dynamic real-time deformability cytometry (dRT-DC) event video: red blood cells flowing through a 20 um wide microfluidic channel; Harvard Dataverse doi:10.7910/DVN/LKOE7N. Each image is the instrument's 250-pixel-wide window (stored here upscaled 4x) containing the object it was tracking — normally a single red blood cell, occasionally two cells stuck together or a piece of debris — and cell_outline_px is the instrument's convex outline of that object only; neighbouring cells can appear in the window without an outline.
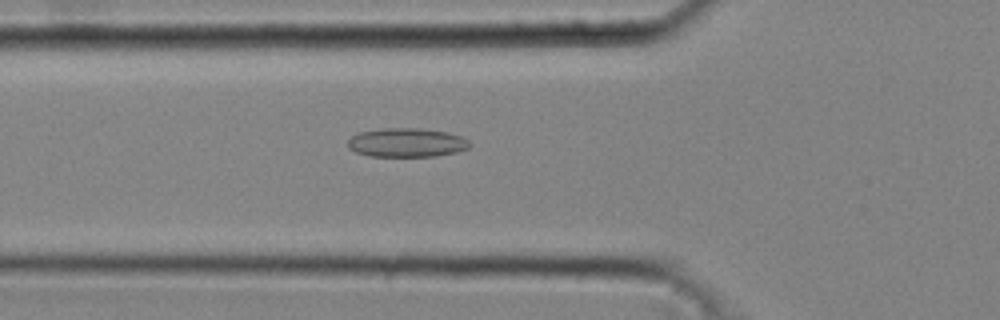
{"species": "common noctule bat (a hibernating species)", "species_latin": "Nyctalus noctula", "temperature_condition": "cold", "stored_images_in_passage": 33, "camera_frame_rate_fps": 3000, "um_per_image_px": 0.085, "animal": {"sex": "male", "body_mass_g": 20.4}, "frame": {"image": 1, "passage_image": 7, "time_ms": 2.0, "image_size_px": [1000, 320], "cell_outline_px": [[472, 144], [468, 148], [456, 152], [436, 156], [368, 156], [356, 152], [348, 148], [348, 140], [352, 136], [360, 132], [380, 128], [420, 128], [448, 132], [460, 136], [468, 140]], "centroid_in_image_um": [34.57, 12.11], "position_along_channel_um": 91.2, "area_um2": 20.63}}
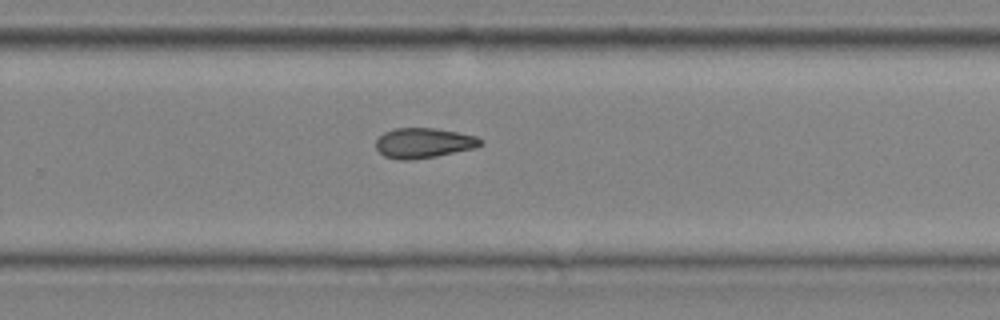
{"frame": {"image": 2, "passage_image": 21, "time_ms": 6.667, "image_size_px": [1000, 320], "cell_outline_px": [[484, 144], [476, 148], [436, 156], [408, 160], [400, 160], [384, 156], [376, 148], [376, 140], [384, 132], [396, 128], [432, 128], [456, 132], [476, 136], [484, 140]], "centroid_in_image_um": [36.03, 12.15], "position_along_channel_um": 293.8, "area_um2": 18.32}}
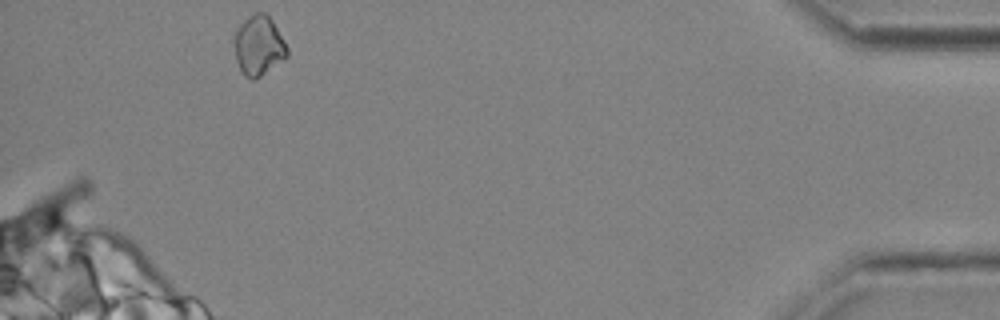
{"frame": {"image": 3, "passage_image": 33, "time_ms": 10.667, "image_size_px": [1000, 320], "cell_outline_px": [[288, 56], [284, 60], [256, 80], [252, 80], [244, 76], [236, 60], [236, 32], [240, 24], [252, 12], [264, 12], [272, 20], [284, 40], [288, 48]], "centroid_in_image_um": [22.02, 3.89], "position_along_channel_um": 413.2, "area_um2": 18.38}, "authors_computed_cell_mechanics": {"area_um2": 18.3804, "velocity_mm_per_s": 4.3391, "shape_relaxation_time_tau1_ms": null, "shape_relaxation_time_tau2_ms": 3.3446, "deformation_change_tau1": null, "deformation_change_tau2": 0.0982}}